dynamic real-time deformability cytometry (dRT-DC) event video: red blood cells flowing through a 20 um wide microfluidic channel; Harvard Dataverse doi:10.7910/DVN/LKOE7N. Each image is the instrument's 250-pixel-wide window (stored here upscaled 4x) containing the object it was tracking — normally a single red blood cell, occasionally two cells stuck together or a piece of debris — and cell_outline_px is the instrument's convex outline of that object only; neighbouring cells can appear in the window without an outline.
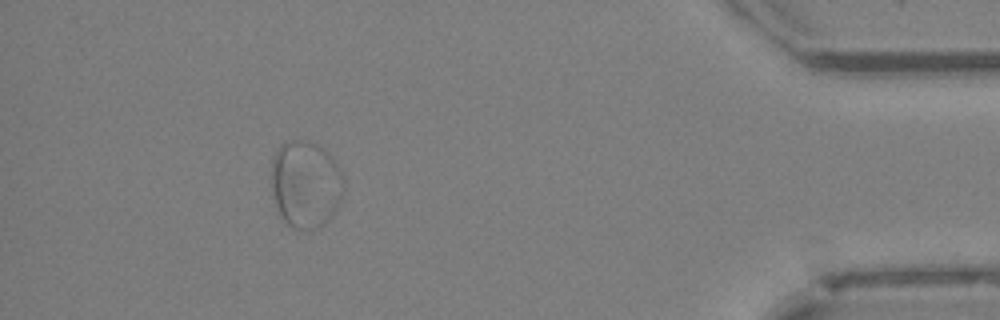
{"species": "Egyptian fruit bat (a non-hibernating species)", "species_latin": "Rousettus aegyptiacus", "temperature_condition": "cold", "stored_images_in_passage": 47, "segment_of_instrument_passage": [2, 2], "camera_frame_rate_fps": 3000, "um_per_image_px": 0.085, "animal": {"sex": "female"}, "frame": {"image": 1, "passage_image": 43, "time_ms": 14.0, "image_size_px": [1000, 320], "cell_outline_px": [[344, 188], [340, 204], [328, 220], [312, 228], [296, 228], [288, 224], [280, 216], [276, 204], [272, 188], [272, 160], [280, 144], [292, 140], [308, 140], [324, 148], [332, 156], [340, 168], [344, 176]], "centroid_in_image_um": [26.01, 15.61], "position_along_channel_um": 409.2, "area_um2": 36.76}}